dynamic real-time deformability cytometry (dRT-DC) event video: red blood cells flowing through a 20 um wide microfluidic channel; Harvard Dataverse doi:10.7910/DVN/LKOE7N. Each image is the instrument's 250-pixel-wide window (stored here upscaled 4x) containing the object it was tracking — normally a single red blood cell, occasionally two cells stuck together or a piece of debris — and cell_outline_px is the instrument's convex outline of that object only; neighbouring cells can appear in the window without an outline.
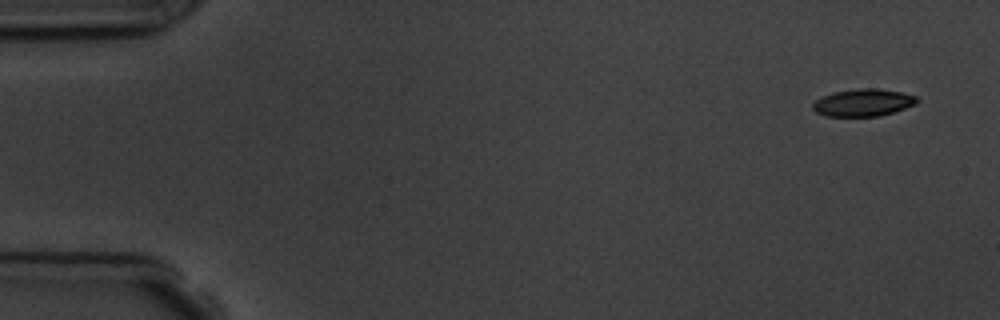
{"species": "common noctule bat (a hibernating species)", "species_latin": "Nyctalus noctula", "temperature_condition": "room temperature", "stored_images_in_passage": 3, "camera_frame_rate_fps": 3000, "um_per_image_px": 0.085, "animal": {"sex": "male", "body_mass_g": 19.5, "forearm_length_mm": 54.6}, "frame": {"image": 1, "passage_image": 1, "time_ms": 0.0, "image_size_px": [1000, 320], "cell_outline_px": [[920, 100], [916, 104], [880, 116], [824, 116], [816, 112], [812, 108], [812, 104], [816, 100], [832, 92], [856, 88], [876, 88], [900, 92], [916, 96]], "centroid_in_image_um": [73.36, 8.72], "position_along_channel_um": 11.6, "area_um2": 16.59}}